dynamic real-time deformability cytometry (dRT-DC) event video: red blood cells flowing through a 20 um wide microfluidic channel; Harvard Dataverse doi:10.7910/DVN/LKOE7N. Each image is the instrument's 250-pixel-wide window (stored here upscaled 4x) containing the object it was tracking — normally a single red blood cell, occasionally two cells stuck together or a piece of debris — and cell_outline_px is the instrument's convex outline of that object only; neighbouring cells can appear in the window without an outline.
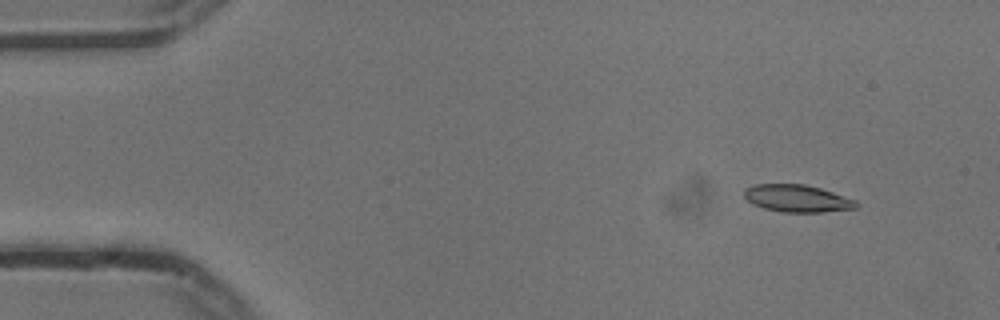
{"species": "common noctule bat (a hibernating species)", "species_latin": "Nyctalus noctula", "temperature_condition": "cold", "stored_images_in_passage": 51, "camera_frame_rate_fps": 3000, "um_per_image_px": 0.085, "animal": {"sex": "male", "body_mass_g": 13.3}, "frame": {"image": 1, "passage_image": 2, "time_ms": 0.333, "image_size_px": [1000, 320], "cell_outline_px": [[860, 204], [856, 208], [824, 212], [780, 212], [764, 208], [752, 204], [744, 196], [744, 188], [756, 184], [804, 184], [820, 188], [856, 200]], "centroid_in_image_um": [67.76, 16.87], "position_along_channel_um": 17.2, "area_um2": 17.86}}
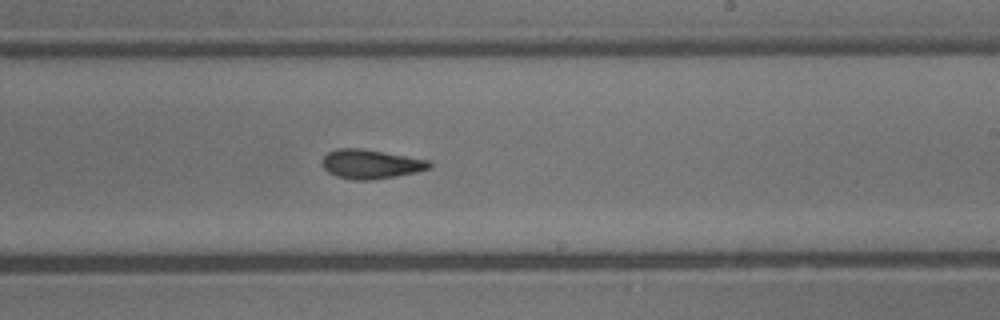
{"frame": {"image": 2, "passage_image": 29, "time_ms": 9.333, "image_size_px": [1000, 320], "cell_outline_px": [[432, 164], [428, 168], [416, 172], [396, 176], [372, 180], [352, 180], [336, 176], [328, 172], [320, 164], [324, 156], [328, 152], [336, 148], [360, 148], [428, 160]], "centroid_in_image_um": [31.45, 13.95], "position_along_channel_um": 257.6, "area_um2": 18.15}}
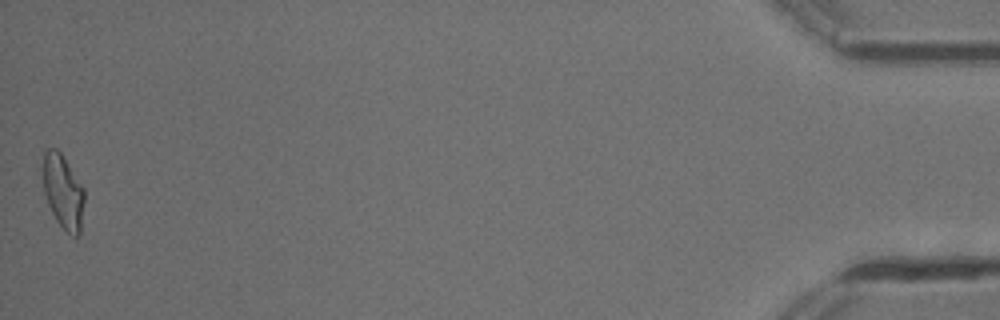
{"frame": {"image": 3, "passage_image": 51, "time_ms": 16.667, "image_size_px": [1000, 320], "cell_outline_px": [[84, 200], [80, 232], [76, 236], [72, 236], [56, 220], [48, 204], [44, 192], [44, 152], [48, 148], [56, 148], [60, 152], [84, 188]], "centroid_in_image_um": [5.37, 16.29], "position_along_channel_um": 429.8, "area_um2": 17.46}, "authors_computed_cell_mechanics": {"area_um2": 17.7446, "velocity_mm_per_s": 3.7468, "shape_relaxation_time_tau1_ms": 6.1467, "shape_relaxation_time_tau2_ms": 2.7316, "deformation_change_tau1": 0.1861, "deformation_change_tau2": 0.0908}}